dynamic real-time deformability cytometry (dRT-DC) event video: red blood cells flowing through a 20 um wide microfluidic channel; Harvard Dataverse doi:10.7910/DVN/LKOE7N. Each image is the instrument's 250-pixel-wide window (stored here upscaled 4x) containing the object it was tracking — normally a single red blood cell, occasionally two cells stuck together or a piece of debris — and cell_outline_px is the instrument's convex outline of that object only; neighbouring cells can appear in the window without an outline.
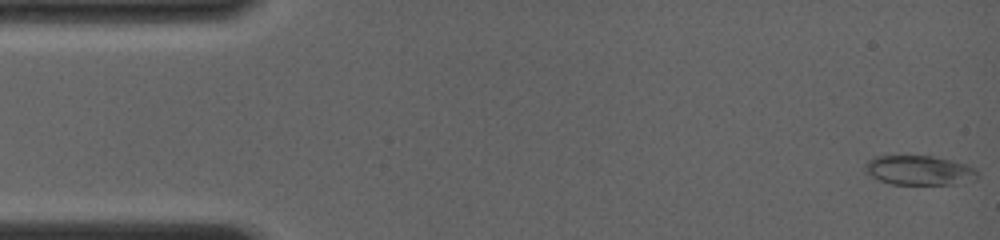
{"species": "common noctule bat (a hibernating species)", "species_latin": "Nyctalus noctula", "temperature_condition": "room temperature", "stored_images_in_passage": 32, "camera_frame_rate_fps": 4000, "um_per_image_px": 0.085, "animal": {"sex": "female", "body_mass_g": 19.0, "forearm_length_mm": 56.7}, "frame": {"image": 1, "passage_image": 1, "time_ms": 0.0, "image_size_px": [1000, 240], "cell_outline_px": [[980, 176], [956, 184], [892, 184], [880, 180], [864, 172], [864, 164], [868, 160], [876, 156], [932, 156], [952, 160], [976, 168]], "centroid_in_image_um": [78.11, 14.47], "position_along_channel_um": 6.9, "area_um2": 19.25}}
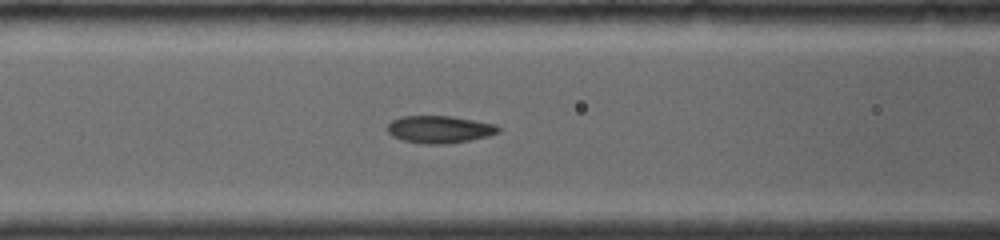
{"frame": {"image": 2, "passage_image": 20, "time_ms": 6.0, "image_size_px": [1000, 240], "cell_outline_px": [[500, 132], [488, 136], [468, 140], [440, 144], [424, 144], [404, 140], [392, 136], [388, 132], [388, 124], [392, 120], [400, 116], [452, 116], [496, 124], [500, 128]], "centroid_in_image_um": [37.36, 10.98], "position_along_channel_um": 129.2, "area_um2": 17.57}}
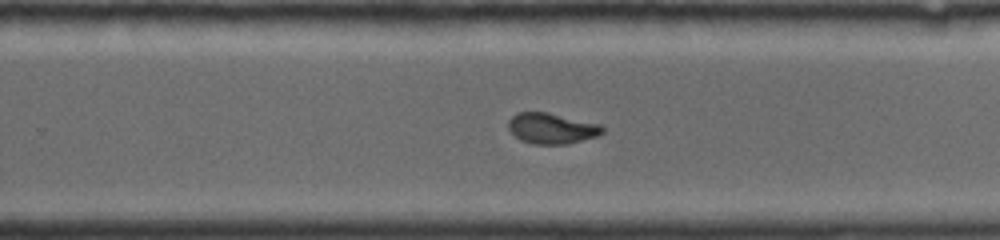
{"frame": {"image": 3, "passage_image": 32, "time_ms": 9.75, "image_size_px": [1000, 240], "cell_outline_px": [[604, 132], [596, 136], [568, 144], [532, 144], [520, 140], [508, 128], [508, 120], [516, 112], [548, 112], [600, 124], [604, 128]], "centroid_in_image_um": [46.88, 10.91], "position_along_channel_um": 282.9, "area_um2": 16.88}}